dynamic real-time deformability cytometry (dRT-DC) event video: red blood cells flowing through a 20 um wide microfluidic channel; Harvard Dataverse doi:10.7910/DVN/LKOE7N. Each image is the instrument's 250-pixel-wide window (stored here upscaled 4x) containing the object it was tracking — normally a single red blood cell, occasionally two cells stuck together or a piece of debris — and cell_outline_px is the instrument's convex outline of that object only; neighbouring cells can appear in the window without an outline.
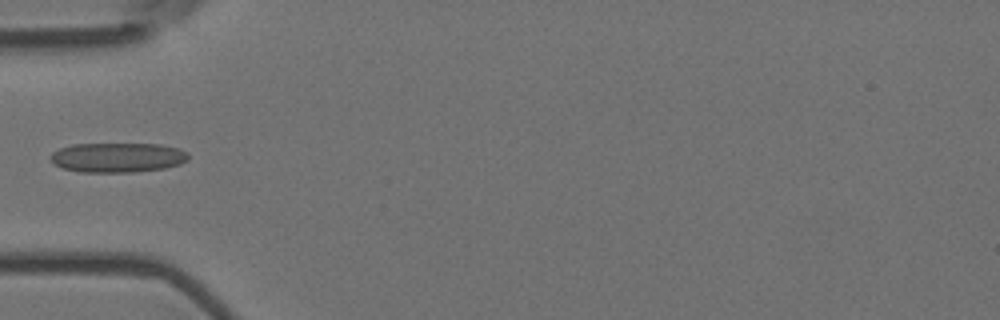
{"species": "Egyptian fruit bat (a non-hibernating species)", "species_latin": "Rousettus aegyptiacus", "temperature_condition": "room temperature", "stored_images_in_passage": 7, "camera_frame_rate_fps": 3000, "um_per_image_px": 0.085, "animal": {"sex": "female"}, "frame": {"image": 1, "passage_image": 5, "time_ms": 1.333, "image_size_px": [1000, 320], "cell_outline_px": [[188, 160], [180, 164], [164, 168], [132, 172], [80, 172], [64, 168], [52, 164], [52, 152], [60, 148], [72, 144], [160, 144], [180, 148], [188, 152]], "centroid_in_image_um": [10.02, 13.38], "position_along_channel_um": 75.0, "area_um2": 23.87}}
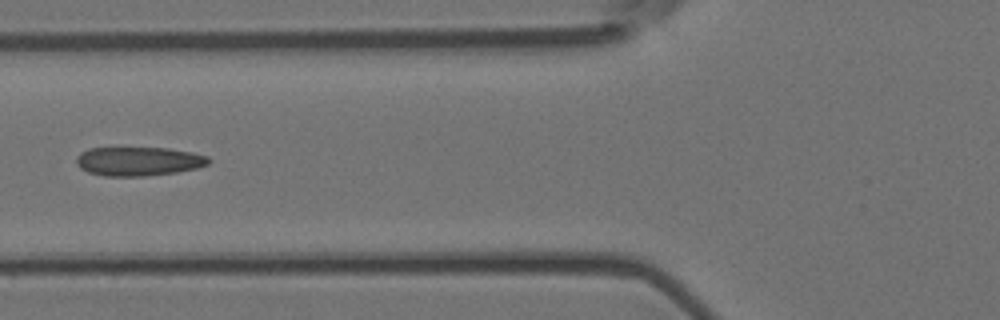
{"frame": {"image": 2, "passage_image": 6, "time_ms": 1.667, "image_size_px": [1000, 320], "cell_outline_px": [[212, 160], [208, 164], [196, 168], [176, 172], [144, 176], [104, 176], [88, 172], [80, 168], [76, 164], [76, 156], [80, 152], [88, 148], [168, 148], [192, 152], [208, 156]], "centroid_in_image_um": [11.76, 13.7], "position_along_channel_um": 114.0, "area_um2": 22.43}}
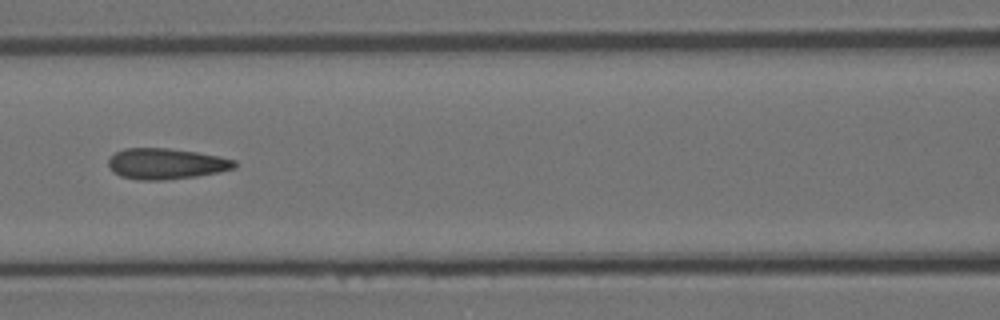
{"frame": {"image": 3, "passage_image": 7, "time_ms": 2.0, "image_size_px": [1000, 320], "cell_outline_px": [[236, 168], [220, 172], [196, 176], [164, 180], [140, 180], [120, 176], [112, 172], [108, 164], [108, 160], [116, 152], [124, 148], [168, 148], [196, 152], [220, 156], [236, 160]], "centroid_in_image_um": [14.13, 13.92], "position_along_channel_um": 152.5, "area_um2": 22.77}}